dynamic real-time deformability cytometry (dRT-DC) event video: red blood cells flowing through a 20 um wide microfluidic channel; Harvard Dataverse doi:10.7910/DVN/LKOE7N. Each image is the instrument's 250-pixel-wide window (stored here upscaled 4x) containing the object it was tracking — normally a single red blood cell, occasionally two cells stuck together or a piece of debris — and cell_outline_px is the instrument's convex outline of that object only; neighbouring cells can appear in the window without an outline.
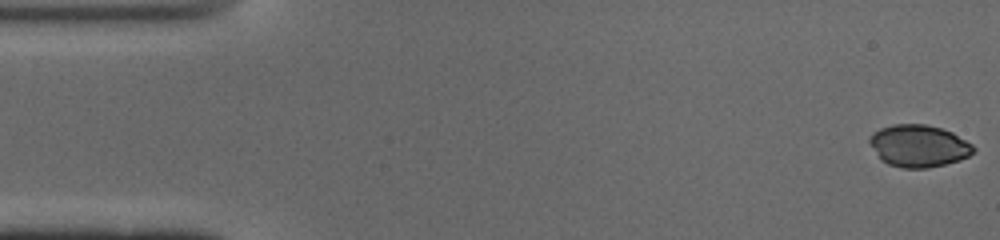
{"species": "common noctule bat (a hibernating species)", "species_latin": "Nyctalus noctula", "temperature_condition": "cold", "stored_images_in_passage": 51, "camera_frame_rate_fps": 3000, "um_per_image_px": 0.085, "animal": {"sex": "male", "body_mass_g": 19.0, "forearm_length_mm": 50.8}, "frame": {"image": 1, "passage_image": 1, "time_ms": 0.0, "image_size_px": [1000, 240], "cell_outline_px": [[976, 152], [960, 160], [928, 168], [904, 168], [888, 164], [880, 160], [868, 140], [868, 136], [872, 132], [880, 128], [892, 124], [924, 124], [940, 128], [952, 132], [972, 144], [976, 148]], "centroid_in_image_um": [78.08, 12.4], "position_along_channel_um": 6.9, "area_um2": 25.66}}
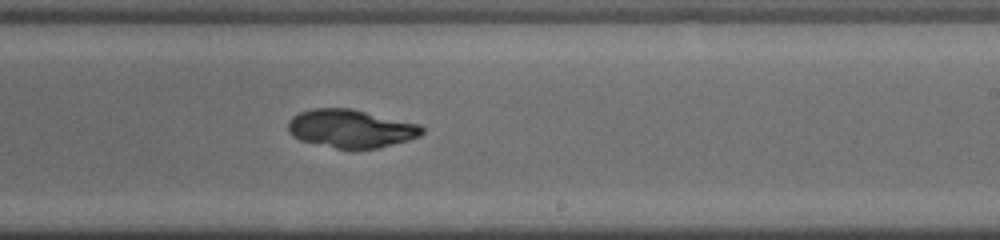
{"frame": {"image": 2, "passage_image": 30, "time_ms": 9.667, "image_size_px": [1000, 240], "cell_outline_px": [[424, 132], [420, 136], [408, 140], [376, 148], [336, 148], [300, 140], [292, 136], [288, 132], [288, 120], [292, 116], [300, 112], [312, 108], [352, 108], [420, 124], [424, 128]], "centroid_in_image_um": [29.82, 10.91], "position_along_channel_um": 259.2, "area_um2": 29.82}}
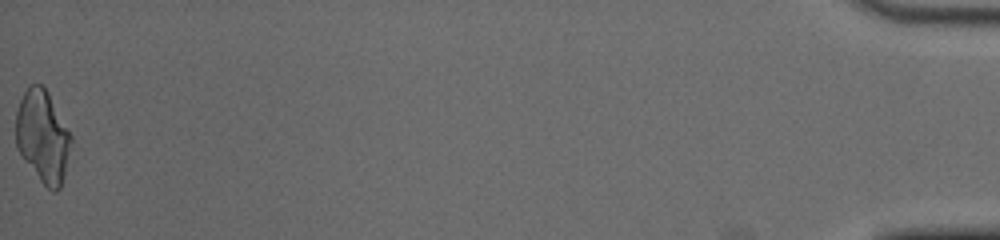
{"frame": {"image": 3, "passage_image": 51, "time_ms": 16.667, "image_size_px": [1000, 240], "cell_outline_px": [[72, 140], [60, 188], [56, 192], [52, 192], [40, 180], [24, 160], [16, 148], [16, 112], [20, 100], [28, 84], [44, 84], [72, 136]], "centroid_in_image_um": [3.62, 11.56], "position_along_channel_um": 431.6, "area_um2": 29.59}, "authors_computed_cell_mechanics": {"area_um2": 29.478, "velocity_mm_per_s": 3.9431, "shape_relaxation_time_tau1_ms": null, "shape_relaxation_time_tau2_ms": 0.9807, "deformation_change_tau1": null, "deformation_change_tau2": 0.0254}}